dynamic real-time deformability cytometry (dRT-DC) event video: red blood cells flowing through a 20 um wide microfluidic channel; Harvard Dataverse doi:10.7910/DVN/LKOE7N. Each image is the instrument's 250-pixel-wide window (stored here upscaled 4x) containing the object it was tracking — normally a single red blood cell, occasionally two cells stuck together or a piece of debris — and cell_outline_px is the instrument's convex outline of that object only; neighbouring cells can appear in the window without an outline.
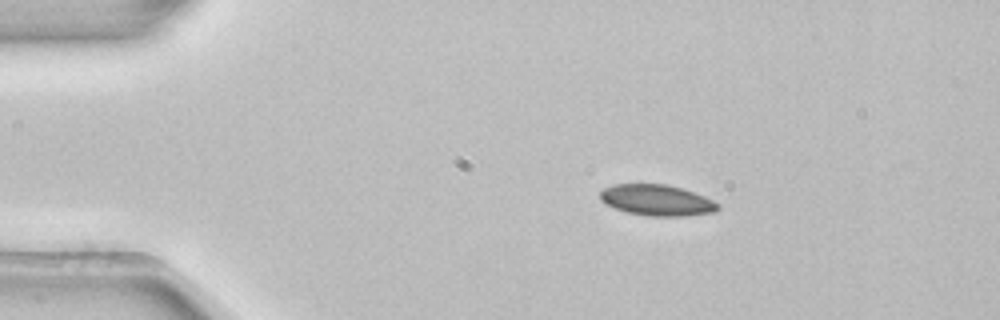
{"species": "common noctule bat (a hibernating species)", "species_latin": "Nyctalus noctula", "temperature_condition": "room temperature", "stored_images_in_passage": 45, "camera_frame_rate_fps": 3000, "um_per_image_px": 0.085, "animal": {"sex": "female", "body_mass_g": 22.7, "forearm_length_mm": 54.2}, "frame": {"image": 1, "passage_image": 1, "time_ms": 0.0, "image_size_px": [1000, 320], "cell_outline_px": [[720, 208], [716, 212], [684, 216], [648, 216], [628, 212], [604, 204], [600, 200], [600, 192], [604, 188], [612, 184], [664, 184], [680, 188], [704, 196], [720, 204]], "centroid_in_image_um": [55.83, 17.02], "position_along_channel_um": 29.2, "area_um2": 21.27}}
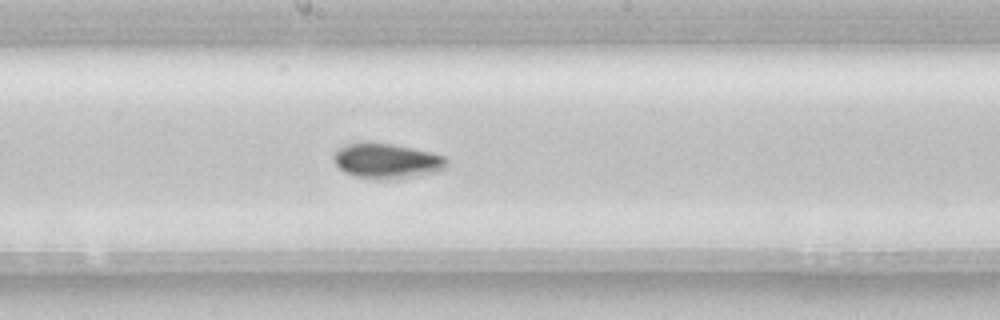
{"frame": {"image": 2, "passage_image": 20, "time_ms": 6.333, "image_size_px": [1000, 320], "cell_outline_px": [[448, 164], [444, 168], [436, 172], [396, 180], [376, 180], [356, 176], [344, 172], [332, 160], [332, 156], [336, 148], [348, 144], [392, 144], [432, 152], [444, 156], [448, 160]], "centroid_in_image_um": [32.88, 13.71], "position_along_channel_um": 215.3, "area_um2": 23.18}}
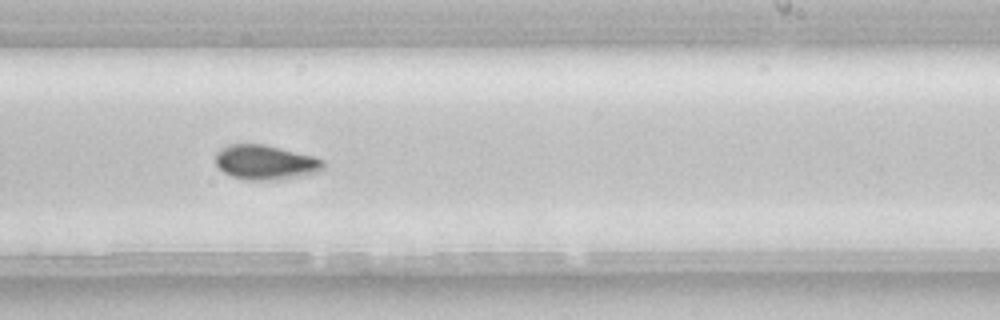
{"frame": {"image": 3, "passage_image": 24, "time_ms": 7.667, "image_size_px": [1000, 320], "cell_outline_px": [[324, 168], [320, 172], [280, 180], [248, 180], [232, 176], [224, 172], [216, 164], [216, 152], [220, 148], [228, 144], [264, 144], [312, 156], [324, 160]], "centroid_in_image_um": [22.57, 13.8], "position_along_channel_um": 266.4, "area_um2": 21.79}, "authors_computed_cell_mechanics": {"area_um2": 21.2704, "velocity_mm_per_s": 3.8646, "shape_relaxation_time_tau1_ms": 5.1026, "shape_relaxation_time_tau2_ms": null, "deformation_change_tau1": 0.1182, "deformation_change_tau2": null}}